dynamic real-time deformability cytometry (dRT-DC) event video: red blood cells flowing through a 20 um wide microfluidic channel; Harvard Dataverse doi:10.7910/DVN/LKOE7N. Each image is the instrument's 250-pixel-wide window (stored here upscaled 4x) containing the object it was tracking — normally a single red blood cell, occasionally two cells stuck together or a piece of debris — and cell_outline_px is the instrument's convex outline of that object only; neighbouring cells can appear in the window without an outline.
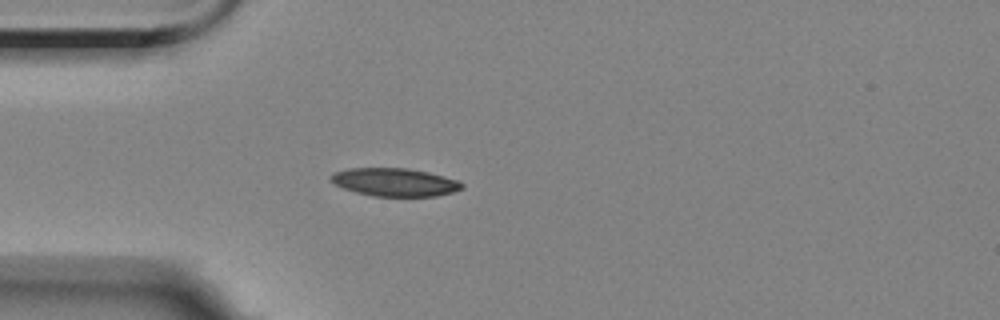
{"species": "Egyptian fruit bat (a non-hibernating species)", "species_latin": "Rousettus aegyptiacus", "temperature_condition": "room temperature", "stored_images_in_passage": 1, "camera_frame_rate_fps": 3000, "um_per_image_px": 0.085, "animal": {"sex": "female"}, "frame": {"image": 1, "passage_image": 1, "time_ms": 0.0, "image_size_px": [1000, 320], "cell_outline_px": [[464, 188], [452, 192], [436, 196], [372, 196], [356, 192], [344, 188], [328, 180], [328, 176], [336, 172], [348, 168], [408, 168], [428, 172], [460, 180], [464, 184]], "centroid_in_image_um": [33.57, 15.48], "position_along_channel_um": 51.4, "area_um2": 21.56}}